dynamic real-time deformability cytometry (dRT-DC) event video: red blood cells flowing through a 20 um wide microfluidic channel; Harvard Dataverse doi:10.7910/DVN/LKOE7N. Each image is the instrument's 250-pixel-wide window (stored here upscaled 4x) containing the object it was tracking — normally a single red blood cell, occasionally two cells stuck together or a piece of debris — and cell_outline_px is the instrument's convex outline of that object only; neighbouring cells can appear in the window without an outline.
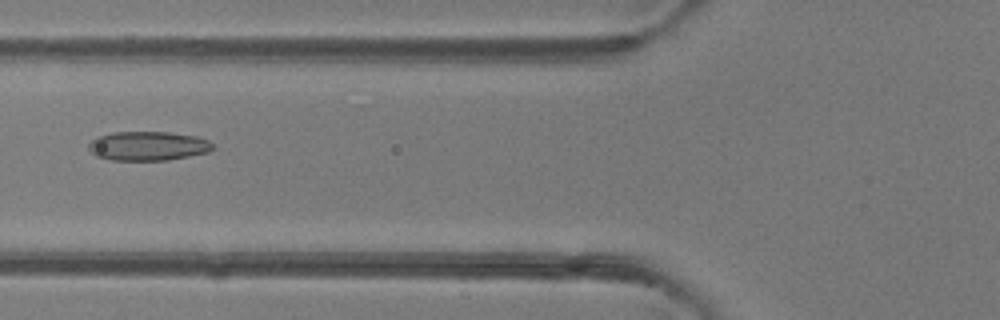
{"species": "common noctule bat (a hibernating species)", "species_latin": "Nyctalus noctula", "temperature_condition": "room temperature", "stored_images_in_passage": 35, "camera_frame_rate_fps": 3000, "um_per_image_px": 0.085, "animal": {"sex": "female"}, "frame": {"image": 1, "passage_image": 5, "time_ms": 1.333, "image_size_px": [1000, 320], "cell_outline_px": [[216, 148], [208, 152], [168, 160], [112, 160], [96, 156], [88, 148], [88, 144], [96, 136], [112, 132], [168, 132], [196, 136], [208, 140]], "centroid_in_image_um": [12.57, 12.4], "position_along_channel_um": 113.2, "area_um2": 21.15}}
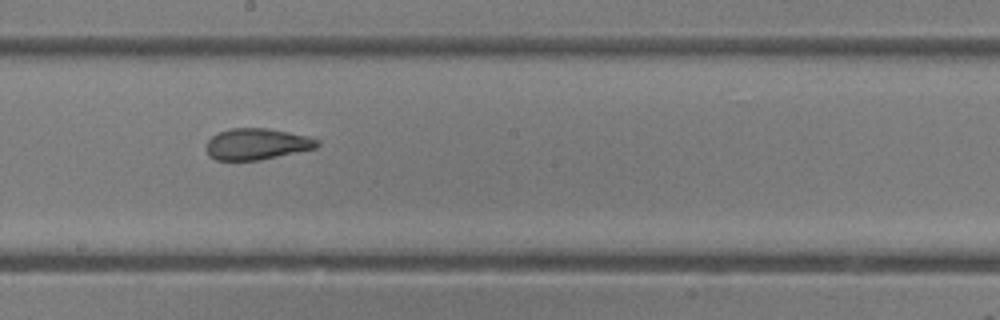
{"frame": {"image": 2, "passage_image": 13, "time_ms": 4.0, "image_size_px": [1000, 320], "cell_outline_px": [[320, 144], [316, 148], [260, 160], [216, 160], [208, 156], [208, 140], [212, 136], [220, 132], [232, 128], [264, 128], [312, 136], [320, 140]], "centroid_in_image_um": [21.88, 12.24], "position_along_channel_um": 226.3, "area_um2": 20.17}}
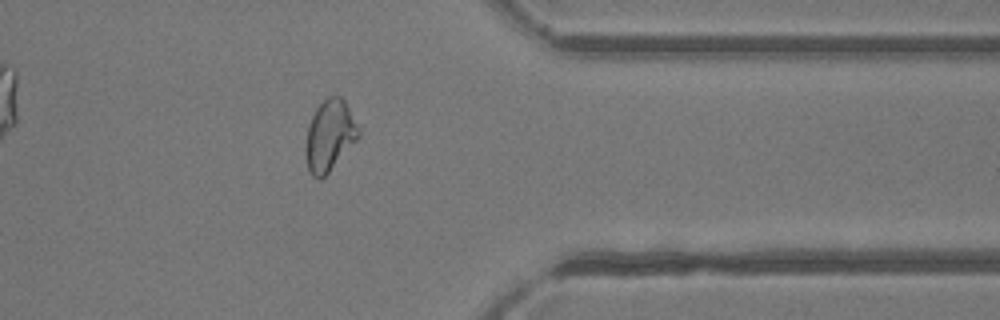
{"frame": {"image": 3, "passage_image": 25, "time_ms": 8.0, "image_size_px": [1000, 320], "cell_outline_px": [[360, 136], [328, 172], [320, 180], [312, 176], [308, 168], [304, 152], [308, 124], [316, 108], [328, 96], [340, 96], [344, 100], [360, 128]], "centroid_in_image_um": [28.0, 11.52], "position_along_channel_um": 383.4, "area_um2": 21.79}, "authors_computed_cell_mechanics": {"area_um2": 21.6172, "velocity_mm_per_s": 4.2287, "shape_relaxation_time_tau1_ms": 4.9182, "shape_relaxation_time_tau2_ms": 2.206, "deformation_change_tau1": 0.111, "deformation_change_tau2": 0.1088}}